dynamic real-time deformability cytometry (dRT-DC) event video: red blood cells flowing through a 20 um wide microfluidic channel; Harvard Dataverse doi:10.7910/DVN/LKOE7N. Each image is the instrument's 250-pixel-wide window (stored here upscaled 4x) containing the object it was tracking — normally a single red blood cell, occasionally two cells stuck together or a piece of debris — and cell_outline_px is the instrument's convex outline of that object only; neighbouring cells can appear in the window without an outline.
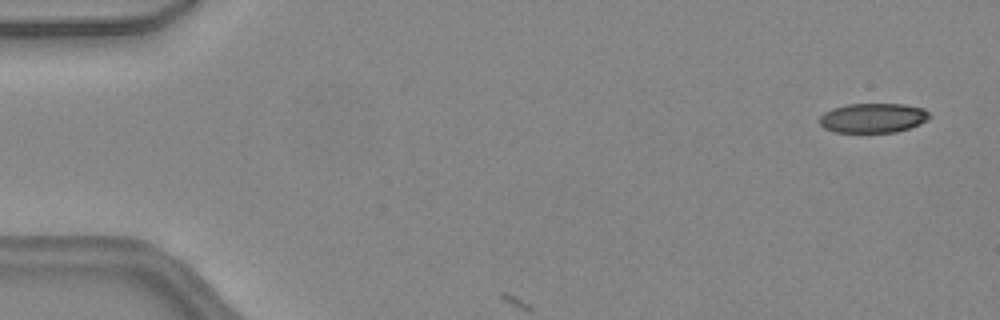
{"species": "common noctule bat (a hibernating species)", "species_latin": "Nyctalus noctula", "temperature_condition": "warm", "stored_images_in_passage": 7, "camera_frame_rate_fps": 3000, "um_per_image_px": 0.085, "animal": {"sex": "female", "body_mass_g": 24.6, "forearm_length_mm": 56.2}, "frame": {"image": 1, "passage_image": 3, "time_ms": 0.667, "image_size_px": [1000, 320], "cell_outline_px": [[928, 120], [920, 124], [896, 132], [836, 132], [824, 128], [820, 124], [820, 116], [824, 112], [832, 108], [848, 104], [904, 104], [924, 108], [928, 112]], "centroid_in_image_um": [74.2, 10.02], "position_along_channel_um": 10.8, "area_um2": 18.9}}